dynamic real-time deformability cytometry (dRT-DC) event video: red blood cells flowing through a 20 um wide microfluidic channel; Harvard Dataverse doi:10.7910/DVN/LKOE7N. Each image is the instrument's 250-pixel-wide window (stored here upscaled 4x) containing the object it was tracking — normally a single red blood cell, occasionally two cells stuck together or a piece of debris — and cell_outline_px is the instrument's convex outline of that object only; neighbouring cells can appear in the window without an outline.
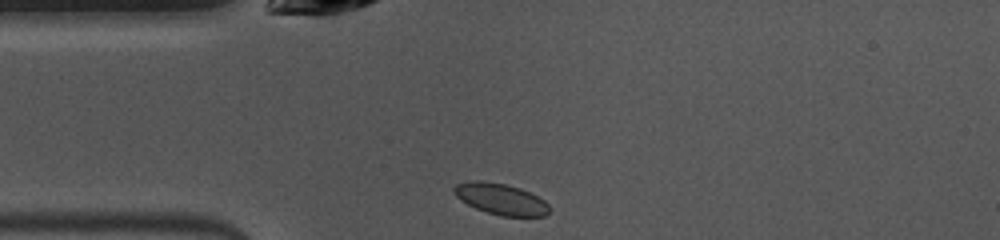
{"species": "common noctule bat (a hibernating species)", "species_latin": "Nyctalus noctula", "temperature_condition": "warm", "stored_images_in_passage": 39, "camera_frame_rate_fps": 3000, "um_per_image_px": 0.085, "animal": {"sex": "female", "body_mass_g": 10.0, "forearm_length_mm": 53.1}, "frame": {"image": 1, "passage_image": 1, "time_ms": 0.0, "image_size_px": [1000, 240], "cell_outline_px": [[548, 212], [544, 216], [500, 216], [476, 208], [460, 200], [456, 196], [452, 188], [456, 184], [468, 180], [480, 180], [504, 184], [520, 188], [544, 200], [548, 204]], "centroid_in_image_um": [42.52, 16.9], "position_along_channel_um": 42.5, "area_um2": 17.17}}
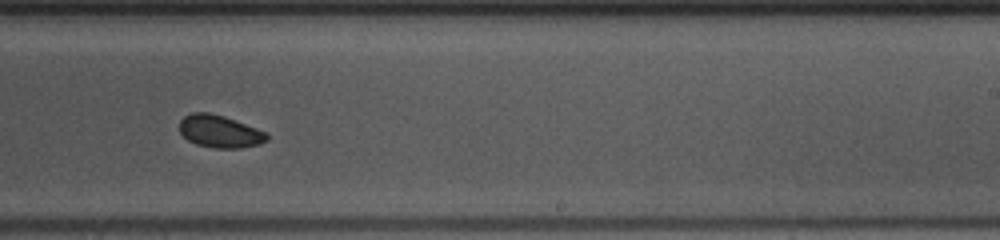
{"frame": {"image": 2, "passage_image": 19, "time_ms": 6.0, "image_size_px": [1000, 240], "cell_outline_px": [[268, 140], [260, 144], [240, 148], [212, 148], [196, 144], [188, 140], [180, 132], [180, 120], [184, 116], [192, 112], [208, 112], [224, 116], [268, 132]], "centroid_in_image_um": [18.69, 11.17], "position_along_channel_um": 270.3, "area_um2": 16.65}}
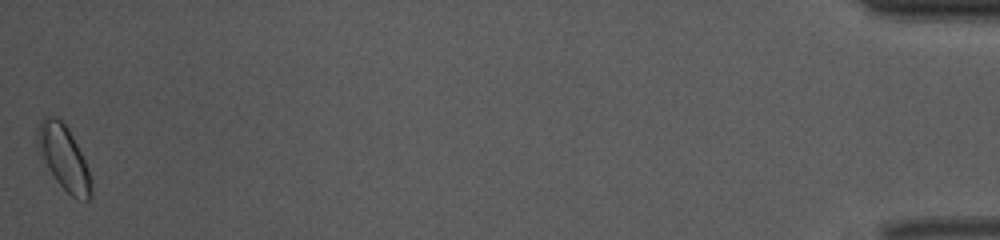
{"frame": {"image": 3, "passage_image": 39, "time_ms": 12.667, "image_size_px": [1000, 240], "cell_outline_px": [[92, 196], [88, 200], [84, 200], [72, 196], [56, 180], [48, 168], [36, 140], [40, 120], [44, 116], [48, 116], [60, 120], [68, 128], [88, 168], [92, 180]], "centroid_in_image_um": [5.45, 13.42], "position_along_channel_um": 429.7, "area_um2": 19.48}, "authors_computed_cell_mechanics": {"area_um2": 16.762, "velocity_mm_per_s": 3.9792, "shape_relaxation_time_tau1_ms": 2.6871, "shape_relaxation_time_tau2_ms": null, "deformation_change_tau1": 0.0589, "deformation_change_tau2": null}}